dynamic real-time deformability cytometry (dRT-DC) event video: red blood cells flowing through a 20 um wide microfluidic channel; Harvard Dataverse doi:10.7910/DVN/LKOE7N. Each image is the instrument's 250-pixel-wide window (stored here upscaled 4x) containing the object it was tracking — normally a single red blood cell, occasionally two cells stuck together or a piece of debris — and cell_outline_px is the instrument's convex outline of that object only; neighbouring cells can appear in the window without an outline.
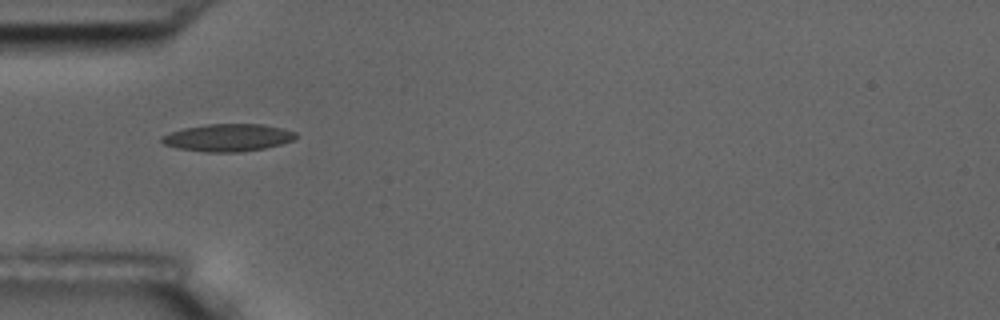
{"species": "common noctule bat (a hibernating species)", "species_latin": "Nyctalus noctula", "temperature_condition": "room temperature", "stored_images_in_passage": 3, "camera_frame_rate_fps": 3000, "um_per_image_px": 0.085, "animal": {"sex": "male", "body_mass_g": 17.5, "forearm_length_mm": 52.3}, "frame": {"image": 1, "passage_image": 1, "time_ms": 0.0, "image_size_px": [1000, 320], "cell_outline_px": [[296, 136], [292, 140], [280, 144], [264, 148], [236, 152], [204, 152], [180, 148], [164, 144], [160, 140], [160, 136], [184, 128], [208, 124], [264, 124], [284, 128], [296, 132]], "centroid_in_image_um": [19.38, 11.69], "position_along_channel_um": 65.6, "area_um2": 21.27}}